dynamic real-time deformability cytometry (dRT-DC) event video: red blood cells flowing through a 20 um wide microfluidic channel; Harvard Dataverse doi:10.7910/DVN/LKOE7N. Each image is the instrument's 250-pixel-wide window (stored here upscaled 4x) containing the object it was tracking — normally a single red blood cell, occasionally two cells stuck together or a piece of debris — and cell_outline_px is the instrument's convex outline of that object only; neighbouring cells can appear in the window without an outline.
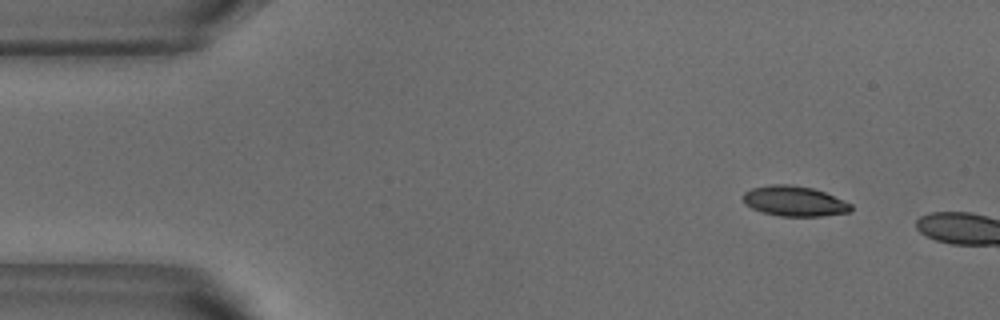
{"species": "common noctule bat (a hibernating species)", "species_latin": "Nyctalus noctula", "temperature_condition": "warm", "stored_images_in_passage": 3, "camera_frame_rate_fps": 3000, "um_per_image_px": 0.085, "animal": {"sex": "male", "body_mass_g": 18.8}, "frame": {"image": 1, "passage_image": 1, "time_ms": 0.0, "image_size_px": [1000, 320], "cell_outline_px": [[852, 208], [848, 212], [820, 216], [780, 216], [764, 212], [752, 208], [744, 204], [744, 192], [752, 188], [772, 184], [792, 184], [812, 188], [824, 192], [852, 204]], "centroid_in_image_um": [67.51, 17.09], "position_along_channel_um": 17.5, "area_um2": 18.79}}